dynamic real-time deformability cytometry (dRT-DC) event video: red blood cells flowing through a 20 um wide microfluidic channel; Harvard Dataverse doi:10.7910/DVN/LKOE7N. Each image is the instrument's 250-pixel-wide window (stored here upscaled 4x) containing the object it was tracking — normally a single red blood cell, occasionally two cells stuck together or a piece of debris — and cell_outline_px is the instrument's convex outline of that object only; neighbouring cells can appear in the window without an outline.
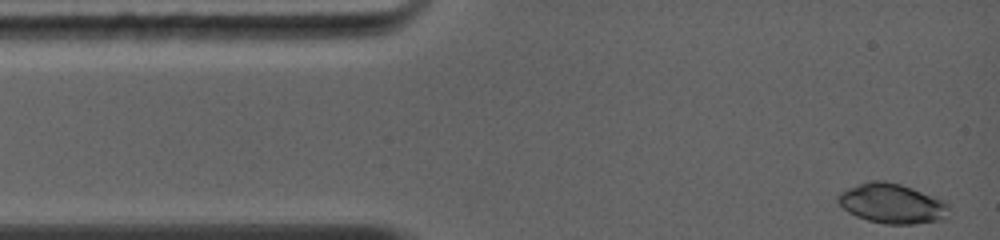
{"species": "common noctule bat (a hibernating species)", "species_latin": "Nyctalus noctula", "temperature_condition": "warm", "stored_images_in_passage": 3, "camera_frame_rate_fps": 5000, "um_per_image_px": 0.085, "animal": {"sex": "female", "body_mass_g": 19.0, "forearm_length_mm": 56.7}, "frame": {"image": 1, "passage_image": 1, "time_ms": 0.0, "image_size_px": [1000, 240], "cell_outline_px": [[948, 208], [940, 220], [916, 224], [884, 224], [868, 220], [856, 216], [848, 212], [836, 200], [836, 196], [840, 192], [848, 188], [872, 180], [884, 180], [900, 184], [912, 188], [944, 200], [948, 204]], "centroid_in_image_um": [75.77, 17.29], "position_along_channel_um": 9.2, "area_um2": 25.49}}